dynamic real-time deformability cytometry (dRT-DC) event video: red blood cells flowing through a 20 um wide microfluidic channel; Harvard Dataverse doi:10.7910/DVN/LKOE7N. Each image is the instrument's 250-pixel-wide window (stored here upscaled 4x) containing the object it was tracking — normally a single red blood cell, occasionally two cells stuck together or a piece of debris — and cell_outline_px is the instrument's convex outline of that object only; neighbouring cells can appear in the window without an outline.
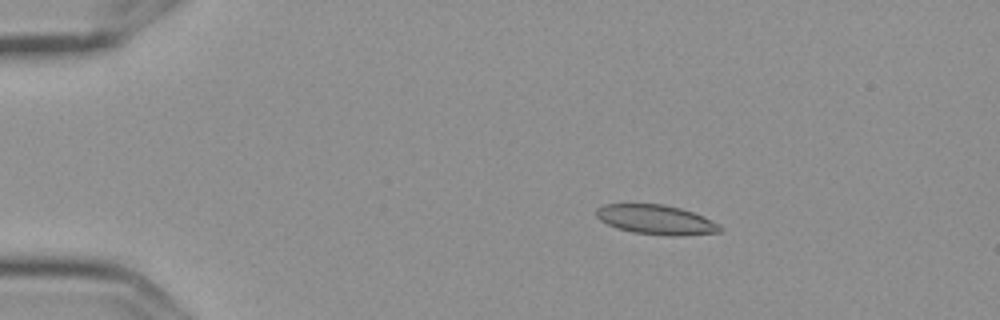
{"species": "Egyptian fruit bat (a non-hibernating species)", "species_latin": "Rousettus aegyptiacus", "temperature_condition": "cold", "stored_images_in_passage": 5, "camera_frame_rate_fps": 3000, "um_per_image_px": 0.085, "frame": {"image": 1, "passage_image": 3, "time_ms": 0.667, "image_size_px": [1000, 320], "cell_outline_px": [[724, 228], [720, 232], [672, 236], [632, 232], [616, 228], [600, 220], [596, 216], [596, 208], [604, 204], [664, 204], [680, 208], [704, 216], [720, 224]], "centroid_in_image_um": [55.77, 18.67], "position_along_channel_um": 29.2, "area_um2": 21.33}}